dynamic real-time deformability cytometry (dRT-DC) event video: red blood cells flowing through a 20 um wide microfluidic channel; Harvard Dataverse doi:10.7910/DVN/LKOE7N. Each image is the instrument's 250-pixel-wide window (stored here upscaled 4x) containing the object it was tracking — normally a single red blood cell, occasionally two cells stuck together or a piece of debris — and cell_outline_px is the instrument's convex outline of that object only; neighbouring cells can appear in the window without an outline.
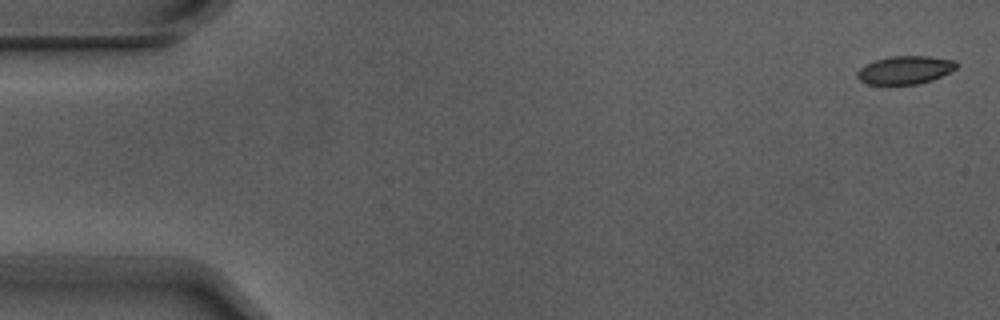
{"species": "Egyptian fruit bat (a non-hibernating species)", "species_latin": "Rousettus aegyptiacus", "temperature_condition": "warm", "stored_images_in_passage": 6, "camera_frame_rate_fps": 3000, "um_per_image_px": 0.085, "animal": {"sex": "male"}, "frame": {"image": 1, "passage_image": 1, "time_ms": 0.0, "image_size_px": [1000, 320], "cell_outline_px": [[956, 68], [932, 80], [916, 84], [868, 84], [860, 80], [856, 76], [856, 72], [864, 64], [888, 56], [928, 56], [956, 60]], "centroid_in_image_um": [76.89, 5.94], "position_along_channel_um": 8.1, "area_um2": 16.18}}
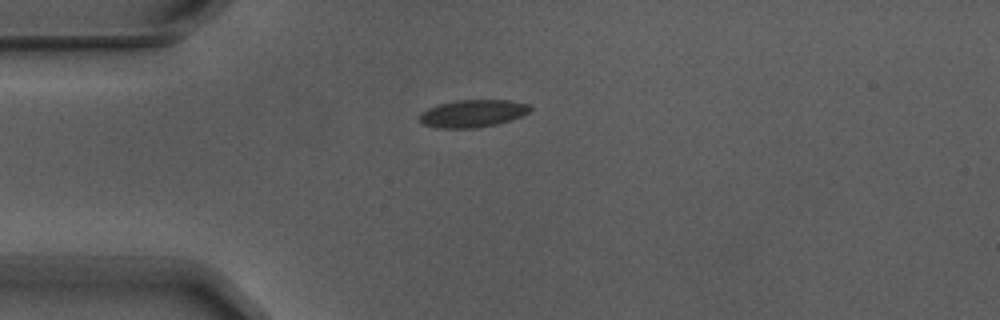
{"frame": {"image": 2, "passage_image": 4, "time_ms": 1.0, "image_size_px": [1000, 320], "cell_outline_px": [[532, 108], [528, 112], [520, 116], [496, 124], [476, 128], [436, 128], [424, 124], [420, 120], [420, 116], [428, 108], [440, 104], [456, 100], [508, 100], [528, 104]], "centroid_in_image_um": [40.18, 9.64], "position_along_channel_um": 44.8, "area_um2": 17.4}}